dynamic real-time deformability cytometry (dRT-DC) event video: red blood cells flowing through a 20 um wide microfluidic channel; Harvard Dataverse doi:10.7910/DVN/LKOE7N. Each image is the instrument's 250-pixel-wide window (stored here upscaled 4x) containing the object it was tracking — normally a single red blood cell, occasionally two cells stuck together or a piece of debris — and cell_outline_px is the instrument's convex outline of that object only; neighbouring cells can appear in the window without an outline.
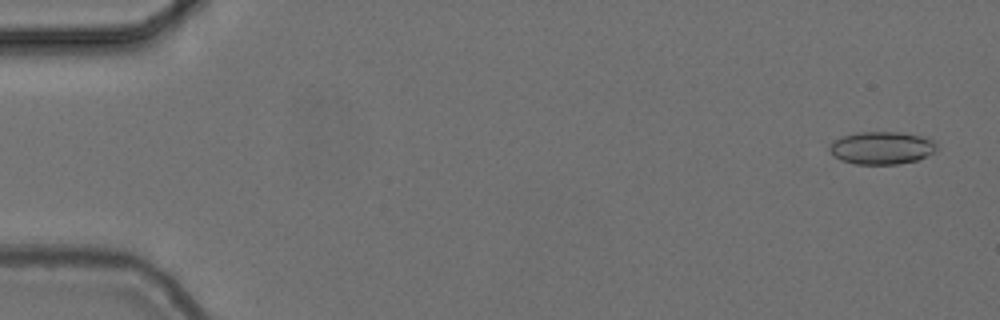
{"species": "common noctule bat (a hibernating species)", "species_latin": "Nyctalus noctula", "temperature_condition": "cold", "stored_images_in_passage": 32, "camera_frame_rate_fps": 3000, "um_per_image_px": 0.085, "animal": {"sex": "female", "body_mass_g": 24.6, "forearm_length_mm": 56.2}, "frame": {"image": 1, "passage_image": 3, "time_ms": 0.667, "image_size_px": [1000, 320], "cell_outline_px": [[936, 148], [932, 152], [916, 160], [896, 164], [856, 164], [840, 160], [832, 156], [828, 148], [836, 140], [844, 136], [856, 132], [900, 132], [924, 136], [932, 140], [936, 144]], "centroid_in_image_um": [74.91, 12.57], "position_along_channel_um": 10.1, "area_um2": 20.23}}
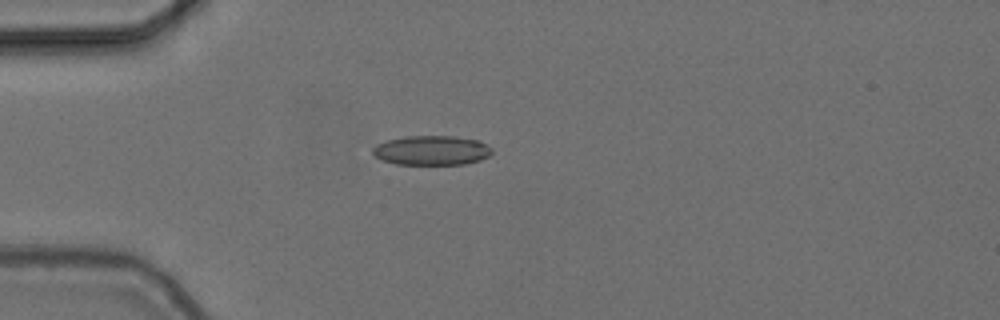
{"frame": {"image": 2, "passage_image": 16, "time_ms": 5.0, "image_size_px": [1000, 320], "cell_outline_px": [[492, 152], [488, 156], [480, 160], [464, 164], [396, 164], [380, 160], [372, 152], [372, 148], [376, 144], [388, 140], [404, 136], [452, 136], [476, 140], [492, 148]], "centroid_in_image_um": [36.65, 12.78], "position_along_channel_um": 48.4, "area_um2": 20.4}}
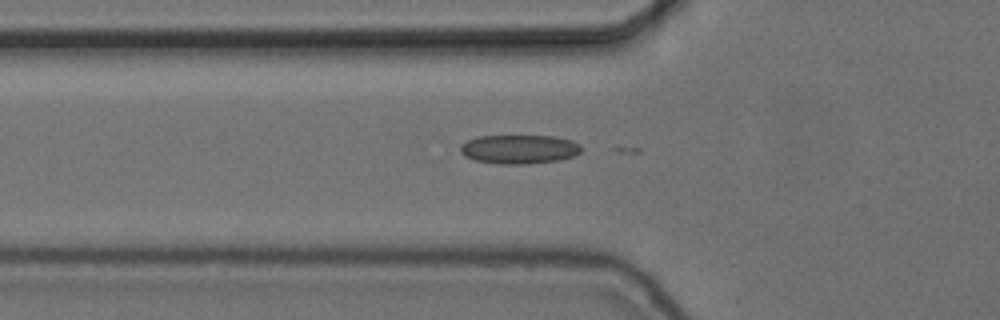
{"frame": {"image": 3, "passage_image": 20, "time_ms": 6.333, "image_size_px": [1000, 320], "cell_outline_px": [[580, 152], [572, 156], [556, 160], [528, 164], [500, 164], [476, 160], [464, 156], [460, 152], [460, 144], [476, 136], [552, 136], [572, 140], [580, 144]], "centroid_in_image_um": [44.09, 12.68], "position_along_channel_um": 81.7, "area_um2": 20.35}}